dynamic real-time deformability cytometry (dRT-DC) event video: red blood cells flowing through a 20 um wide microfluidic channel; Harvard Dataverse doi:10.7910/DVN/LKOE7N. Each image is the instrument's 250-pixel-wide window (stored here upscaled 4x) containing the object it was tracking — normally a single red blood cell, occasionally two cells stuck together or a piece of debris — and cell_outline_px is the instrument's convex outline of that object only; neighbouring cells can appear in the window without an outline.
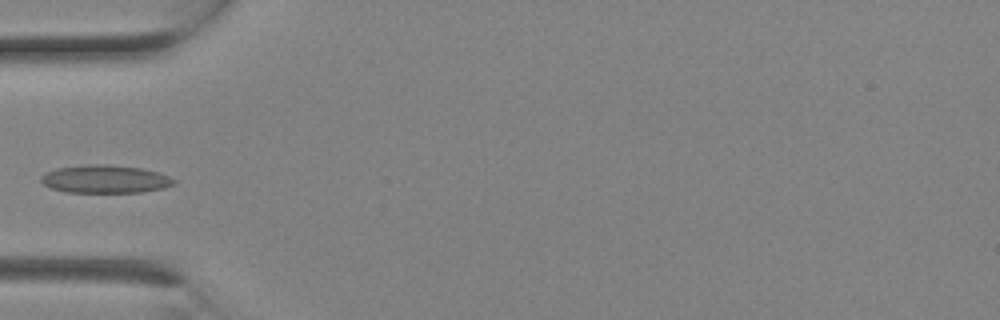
{"species": "Egyptian fruit bat (a non-hibernating species)", "species_latin": "Rousettus aegyptiacus", "temperature_condition": "room temperature", "stored_images_in_passage": 3, "camera_frame_rate_fps": 3000, "um_per_image_px": 0.085, "animal": {"sex": "female"}, "frame": {"image": 1, "passage_image": 3, "time_ms": 0.667, "image_size_px": [1000, 320], "cell_outline_px": [[176, 184], [164, 188], [140, 192], [68, 192], [52, 188], [44, 184], [40, 180], [40, 176], [56, 168], [88, 164], [108, 164], [140, 168], [160, 172], [176, 180]], "centroid_in_image_um": [8.97, 15.21], "position_along_channel_um": 76.0, "area_um2": 21.68}}